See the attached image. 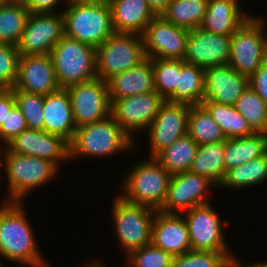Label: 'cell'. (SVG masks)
Listing matches in <instances>:
<instances>
[{"label": "cell", "instance_id": "obj_1", "mask_svg": "<svg viewBox=\"0 0 267 267\" xmlns=\"http://www.w3.org/2000/svg\"><path fill=\"white\" fill-rule=\"evenodd\" d=\"M1 204L0 258L28 267H50L36 244L23 202Z\"/></svg>", "mask_w": 267, "mask_h": 267}, {"label": "cell", "instance_id": "obj_2", "mask_svg": "<svg viewBox=\"0 0 267 267\" xmlns=\"http://www.w3.org/2000/svg\"><path fill=\"white\" fill-rule=\"evenodd\" d=\"M65 6V36L96 48L115 33L107 0L70 1Z\"/></svg>", "mask_w": 267, "mask_h": 267}, {"label": "cell", "instance_id": "obj_3", "mask_svg": "<svg viewBox=\"0 0 267 267\" xmlns=\"http://www.w3.org/2000/svg\"><path fill=\"white\" fill-rule=\"evenodd\" d=\"M136 143L115 119L107 118L76 128L69 142V160L90 157H110L134 149Z\"/></svg>", "mask_w": 267, "mask_h": 267}, {"label": "cell", "instance_id": "obj_4", "mask_svg": "<svg viewBox=\"0 0 267 267\" xmlns=\"http://www.w3.org/2000/svg\"><path fill=\"white\" fill-rule=\"evenodd\" d=\"M2 164L5 167L9 190L5 202H24L27 194L49 183L60 170L46 159L17 154L11 152L6 146L0 147V168Z\"/></svg>", "mask_w": 267, "mask_h": 267}, {"label": "cell", "instance_id": "obj_5", "mask_svg": "<svg viewBox=\"0 0 267 267\" xmlns=\"http://www.w3.org/2000/svg\"><path fill=\"white\" fill-rule=\"evenodd\" d=\"M144 161L125 174L119 195L130 203L159 211L167 197L171 174L154 157Z\"/></svg>", "mask_w": 267, "mask_h": 267}, {"label": "cell", "instance_id": "obj_6", "mask_svg": "<svg viewBox=\"0 0 267 267\" xmlns=\"http://www.w3.org/2000/svg\"><path fill=\"white\" fill-rule=\"evenodd\" d=\"M49 55L61 88L97 78L96 48L92 45L64 36Z\"/></svg>", "mask_w": 267, "mask_h": 267}, {"label": "cell", "instance_id": "obj_7", "mask_svg": "<svg viewBox=\"0 0 267 267\" xmlns=\"http://www.w3.org/2000/svg\"><path fill=\"white\" fill-rule=\"evenodd\" d=\"M112 225L118 242L129 255L151 243L156 209L126 201L120 195L112 202Z\"/></svg>", "mask_w": 267, "mask_h": 267}, {"label": "cell", "instance_id": "obj_8", "mask_svg": "<svg viewBox=\"0 0 267 267\" xmlns=\"http://www.w3.org/2000/svg\"><path fill=\"white\" fill-rule=\"evenodd\" d=\"M264 22L262 17L251 15L231 36L228 65L248 78L267 59V32Z\"/></svg>", "mask_w": 267, "mask_h": 267}, {"label": "cell", "instance_id": "obj_9", "mask_svg": "<svg viewBox=\"0 0 267 267\" xmlns=\"http://www.w3.org/2000/svg\"><path fill=\"white\" fill-rule=\"evenodd\" d=\"M142 35L114 33L96 47V76L106 81L146 59Z\"/></svg>", "mask_w": 267, "mask_h": 267}, {"label": "cell", "instance_id": "obj_10", "mask_svg": "<svg viewBox=\"0 0 267 267\" xmlns=\"http://www.w3.org/2000/svg\"><path fill=\"white\" fill-rule=\"evenodd\" d=\"M183 213H186L183 217L188 226L191 250L231 253L223 233L228 222L219 218L212 204L196 206Z\"/></svg>", "mask_w": 267, "mask_h": 267}, {"label": "cell", "instance_id": "obj_11", "mask_svg": "<svg viewBox=\"0 0 267 267\" xmlns=\"http://www.w3.org/2000/svg\"><path fill=\"white\" fill-rule=\"evenodd\" d=\"M165 101L156 91L113 99L110 115L134 141L136 132L147 129Z\"/></svg>", "mask_w": 267, "mask_h": 267}, {"label": "cell", "instance_id": "obj_12", "mask_svg": "<svg viewBox=\"0 0 267 267\" xmlns=\"http://www.w3.org/2000/svg\"><path fill=\"white\" fill-rule=\"evenodd\" d=\"M65 36L63 13H30L16 45L21 55H49Z\"/></svg>", "mask_w": 267, "mask_h": 267}, {"label": "cell", "instance_id": "obj_13", "mask_svg": "<svg viewBox=\"0 0 267 267\" xmlns=\"http://www.w3.org/2000/svg\"><path fill=\"white\" fill-rule=\"evenodd\" d=\"M66 90L77 128L103 120L110 115L111 102L106 81L96 78L88 82L69 85Z\"/></svg>", "mask_w": 267, "mask_h": 267}, {"label": "cell", "instance_id": "obj_14", "mask_svg": "<svg viewBox=\"0 0 267 267\" xmlns=\"http://www.w3.org/2000/svg\"><path fill=\"white\" fill-rule=\"evenodd\" d=\"M189 32L156 15L142 34L146 57L184 60Z\"/></svg>", "mask_w": 267, "mask_h": 267}, {"label": "cell", "instance_id": "obj_15", "mask_svg": "<svg viewBox=\"0 0 267 267\" xmlns=\"http://www.w3.org/2000/svg\"><path fill=\"white\" fill-rule=\"evenodd\" d=\"M216 186L206 177L186 171L171 175L166 200L159 210L165 214H179L193 207L208 204L206 192Z\"/></svg>", "mask_w": 267, "mask_h": 267}, {"label": "cell", "instance_id": "obj_16", "mask_svg": "<svg viewBox=\"0 0 267 267\" xmlns=\"http://www.w3.org/2000/svg\"><path fill=\"white\" fill-rule=\"evenodd\" d=\"M188 116V104L165 101L154 121L146 129L150 141V157H155L187 134Z\"/></svg>", "mask_w": 267, "mask_h": 267}, {"label": "cell", "instance_id": "obj_17", "mask_svg": "<svg viewBox=\"0 0 267 267\" xmlns=\"http://www.w3.org/2000/svg\"><path fill=\"white\" fill-rule=\"evenodd\" d=\"M231 51V36L215 34L198 27L187 38L184 61L206 69L228 64Z\"/></svg>", "mask_w": 267, "mask_h": 267}, {"label": "cell", "instance_id": "obj_18", "mask_svg": "<svg viewBox=\"0 0 267 267\" xmlns=\"http://www.w3.org/2000/svg\"><path fill=\"white\" fill-rule=\"evenodd\" d=\"M6 147L14 153L35 156L54 163L59 169L61 161L69 159V142L62 136L44 130H23Z\"/></svg>", "mask_w": 267, "mask_h": 267}, {"label": "cell", "instance_id": "obj_19", "mask_svg": "<svg viewBox=\"0 0 267 267\" xmlns=\"http://www.w3.org/2000/svg\"><path fill=\"white\" fill-rule=\"evenodd\" d=\"M60 88L50 55H21L19 57L17 79L13 90L46 96Z\"/></svg>", "mask_w": 267, "mask_h": 267}, {"label": "cell", "instance_id": "obj_20", "mask_svg": "<svg viewBox=\"0 0 267 267\" xmlns=\"http://www.w3.org/2000/svg\"><path fill=\"white\" fill-rule=\"evenodd\" d=\"M249 86V78L224 64L204 69V100L234 106Z\"/></svg>", "mask_w": 267, "mask_h": 267}, {"label": "cell", "instance_id": "obj_21", "mask_svg": "<svg viewBox=\"0 0 267 267\" xmlns=\"http://www.w3.org/2000/svg\"><path fill=\"white\" fill-rule=\"evenodd\" d=\"M151 242L173 257L191 250L188 226L181 214L157 211L152 225Z\"/></svg>", "mask_w": 267, "mask_h": 267}, {"label": "cell", "instance_id": "obj_22", "mask_svg": "<svg viewBox=\"0 0 267 267\" xmlns=\"http://www.w3.org/2000/svg\"><path fill=\"white\" fill-rule=\"evenodd\" d=\"M109 100L155 91L152 59L113 75L106 80Z\"/></svg>", "mask_w": 267, "mask_h": 267}, {"label": "cell", "instance_id": "obj_23", "mask_svg": "<svg viewBox=\"0 0 267 267\" xmlns=\"http://www.w3.org/2000/svg\"><path fill=\"white\" fill-rule=\"evenodd\" d=\"M44 131L62 136L70 142L76 132L72 105L66 88L44 96Z\"/></svg>", "mask_w": 267, "mask_h": 267}, {"label": "cell", "instance_id": "obj_24", "mask_svg": "<svg viewBox=\"0 0 267 267\" xmlns=\"http://www.w3.org/2000/svg\"><path fill=\"white\" fill-rule=\"evenodd\" d=\"M111 8L115 33L142 35L156 17L147 0H107Z\"/></svg>", "mask_w": 267, "mask_h": 267}, {"label": "cell", "instance_id": "obj_25", "mask_svg": "<svg viewBox=\"0 0 267 267\" xmlns=\"http://www.w3.org/2000/svg\"><path fill=\"white\" fill-rule=\"evenodd\" d=\"M243 11L239 0H208L200 28L215 34L232 36L251 16Z\"/></svg>", "mask_w": 267, "mask_h": 267}, {"label": "cell", "instance_id": "obj_26", "mask_svg": "<svg viewBox=\"0 0 267 267\" xmlns=\"http://www.w3.org/2000/svg\"><path fill=\"white\" fill-rule=\"evenodd\" d=\"M267 152V134L253 133L242 138L225 140L224 167L228 170L263 156Z\"/></svg>", "mask_w": 267, "mask_h": 267}, {"label": "cell", "instance_id": "obj_27", "mask_svg": "<svg viewBox=\"0 0 267 267\" xmlns=\"http://www.w3.org/2000/svg\"><path fill=\"white\" fill-rule=\"evenodd\" d=\"M204 100V69L181 60L175 91L166 99L171 103L200 105Z\"/></svg>", "mask_w": 267, "mask_h": 267}, {"label": "cell", "instance_id": "obj_28", "mask_svg": "<svg viewBox=\"0 0 267 267\" xmlns=\"http://www.w3.org/2000/svg\"><path fill=\"white\" fill-rule=\"evenodd\" d=\"M225 140L198 145V151L191 165L190 171L210 180L216 188L225 177L224 167Z\"/></svg>", "mask_w": 267, "mask_h": 267}, {"label": "cell", "instance_id": "obj_29", "mask_svg": "<svg viewBox=\"0 0 267 267\" xmlns=\"http://www.w3.org/2000/svg\"><path fill=\"white\" fill-rule=\"evenodd\" d=\"M198 151V144L188 134L164 148L154 158L171 174L189 171Z\"/></svg>", "mask_w": 267, "mask_h": 267}, {"label": "cell", "instance_id": "obj_30", "mask_svg": "<svg viewBox=\"0 0 267 267\" xmlns=\"http://www.w3.org/2000/svg\"><path fill=\"white\" fill-rule=\"evenodd\" d=\"M208 0H171L161 16L189 31L201 26Z\"/></svg>", "mask_w": 267, "mask_h": 267}, {"label": "cell", "instance_id": "obj_31", "mask_svg": "<svg viewBox=\"0 0 267 267\" xmlns=\"http://www.w3.org/2000/svg\"><path fill=\"white\" fill-rule=\"evenodd\" d=\"M201 105L209 112L213 120L219 124L226 139L242 138L254 132L246 119L234 106L203 101Z\"/></svg>", "mask_w": 267, "mask_h": 267}, {"label": "cell", "instance_id": "obj_32", "mask_svg": "<svg viewBox=\"0 0 267 267\" xmlns=\"http://www.w3.org/2000/svg\"><path fill=\"white\" fill-rule=\"evenodd\" d=\"M267 179V152L258 158L230 169L220 184V188L242 189L260 185Z\"/></svg>", "mask_w": 267, "mask_h": 267}, {"label": "cell", "instance_id": "obj_33", "mask_svg": "<svg viewBox=\"0 0 267 267\" xmlns=\"http://www.w3.org/2000/svg\"><path fill=\"white\" fill-rule=\"evenodd\" d=\"M187 134L198 145L217 143L226 140L221 127L217 124L209 112L200 105H189Z\"/></svg>", "mask_w": 267, "mask_h": 267}, {"label": "cell", "instance_id": "obj_34", "mask_svg": "<svg viewBox=\"0 0 267 267\" xmlns=\"http://www.w3.org/2000/svg\"><path fill=\"white\" fill-rule=\"evenodd\" d=\"M29 10L25 4L0 3V43L17 45L26 27Z\"/></svg>", "mask_w": 267, "mask_h": 267}, {"label": "cell", "instance_id": "obj_35", "mask_svg": "<svg viewBox=\"0 0 267 267\" xmlns=\"http://www.w3.org/2000/svg\"><path fill=\"white\" fill-rule=\"evenodd\" d=\"M234 107L254 133L267 134V104L250 86L237 99Z\"/></svg>", "mask_w": 267, "mask_h": 267}, {"label": "cell", "instance_id": "obj_36", "mask_svg": "<svg viewBox=\"0 0 267 267\" xmlns=\"http://www.w3.org/2000/svg\"><path fill=\"white\" fill-rule=\"evenodd\" d=\"M152 66L155 91L166 100L178 85L181 60L153 58Z\"/></svg>", "mask_w": 267, "mask_h": 267}, {"label": "cell", "instance_id": "obj_37", "mask_svg": "<svg viewBox=\"0 0 267 267\" xmlns=\"http://www.w3.org/2000/svg\"><path fill=\"white\" fill-rule=\"evenodd\" d=\"M16 105L24 115L28 128L44 130V96L21 90H13Z\"/></svg>", "mask_w": 267, "mask_h": 267}, {"label": "cell", "instance_id": "obj_38", "mask_svg": "<svg viewBox=\"0 0 267 267\" xmlns=\"http://www.w3.org/2000/svg\"><path fill=\"white\" fill-rule=\"evenodd\" d=\"M125 267H171L173 256L152 242L131 252Z\"/></svg>", "mask_w": 267, "mask_h": 267}, {"label": "cell", "instance_id": "obj_39", "mask_svg": "<svg viewBox=\"0 0 267 267\" xmlns=\"http://www.w3.org/2000/svg\"><path fill=\"white\" fill-rule=\"evenodd\" d=\"M20 54L16 45L0 43V89H13Z\"/></svg>", "mask_w": 267, "mask_h": 267}, {"label": "cell", "instance_id": "obj_40", "mask_svg": "<svg viewBox=\"0 0 267 267\" xmlns=\"http://www.w3.org/2000/svg\"><path fill=\"white\" fill-rule=\"evenodd\" d=\"M232 253L213 251L190 250L174 256L171 267H217L227 256Z\"/></svg>", "mask_w": 267, "mask_h": 267}, {"label": "cell", "instance_id": "obj_41", "mask_svg": "<svg viewBox=\"0 0 267 267\" xmlns=\"http://www.w3.org/2000/svg\"><path fill=\"white\" fill-rule=\"evenodd\" d=\"M27 128L28 125L24 115L21 113L19 107L15 105L0 127V141L4 143L2 146H6L12 139Z\"/></svg>", "mask_w": 267, "mask_h": 267}, {"label": "cell", "instance_id": "obj_42", "mask_svg": "<svg viewBox=\"0 0 267 267\" xmlns=\"http://www.w3.org/2000/svg\"><path fill=\"white\" fill-rule=\"evenodd\" d=\"M249 86L267 104V59L261 64L259 69L249 78Z\"/></svg>", "mask_w": 267, "mask_h": 267}, {"label": "cell", "instance_id": "obj_43", "mask_svg": "<svg viewBox=\"0 0 267 267\" xmlns=\"http://www.w3.org/2000/svg\"><path fill=\"white\" fill-rule=\"evenodd\" d=\"M62 2L67 5L70 0H28L25 6L30 13H61L57 6Z\"/></svg>", "mask_w": 267, "mask_h": 267}, {"label": "cell", "instance_id": "obj_44", "mask_svg": "<svg viewBox=\"0 0 267 267\" xmlns=\"http://www.w3.org/2000/svg\"><path fill=\"white\" fill-rule=\"evenodd\" d=\"M15 105L13 89H0V127Z\"/></svg>", "mask_w": 267, "mask_h": 267}, {"label": "cell", "instance_id": "obj_45", "mask_svg": "<svg viewBox=\"0 0 267 267\" xmlns=\"http://www.w3.org/2000/svg\"><path fill=\"white\" fill-rule=\"evenodd\" d=\"M170 1L171 0H147L148 5L156 15H161Z\"/></svg>", "mask_w": 267, "mask_h": 267}, {"label": "cell", "instance_id": "obj_46", "mask_svg": "<svg viewBox=\"0 0 267 267\" xmlns=\"http://www.w3.org/2000/svg\"><path fill=\"white\" fill-rule=\"evenodd\" d=\"M234 254L227 256L217 267H245Z\"/></svg>", "mask_w": 267, "mask_h": 267}, {"label": "cell", "instance_id": "obj_47", "mask_svg": "<svg viewBox=\"0 0 267 267\" xmlns=\"http://www.w3.org/2000/svg\"><path fill=\"white\" fill-rule=\"evenodd\" d=\"M245 267H267V262H254V263H248L245 265Z\"/></svg>", "mask_w": 267, "mask_h": 267}, {"label": "cell", "instance_id": "obj_48", "mask_svg": "<svg viewBox=\"0 0 267 267\" xmlns=\"http://www.w3.org/2000/svg\"><path fill=\"white\" fill-rule=\"evenodd\" d=\"M88 263L86 264V266H83V267H106L105 264L102 265V263L101 262H98V261L91 262V263L88 262Z\"/></svg>", "mask_w": 267, "mask_h": 267}, {"label": "cell", "instance_id": "obj_49", "mask_svg": "<svg viewBox=\"0 0 267 267\" xmlns=\"http://www.w3.org/2000/svg\"><path fill=\"white\" fill-rule=\"evenodd\" d=\"M4 3H18V4H26L28 0H0Z\"/></svg>", "mask_w": 267, "mask_h": 267}, {"label": "cell", "instance_id": "obj_50", "mask_svg": "<svg viewBox=\"0 0 267 267\" xmlns=\"http://www.w3.org/2000/svg\"><path fill=\"white\" fill-rule=\"evenodd\" d=\"M3 264L4 263H3L2 259L0 258V267H5Z\"/></svg>", "mask_w": 267, "mask_h": 267}]
</instances>
